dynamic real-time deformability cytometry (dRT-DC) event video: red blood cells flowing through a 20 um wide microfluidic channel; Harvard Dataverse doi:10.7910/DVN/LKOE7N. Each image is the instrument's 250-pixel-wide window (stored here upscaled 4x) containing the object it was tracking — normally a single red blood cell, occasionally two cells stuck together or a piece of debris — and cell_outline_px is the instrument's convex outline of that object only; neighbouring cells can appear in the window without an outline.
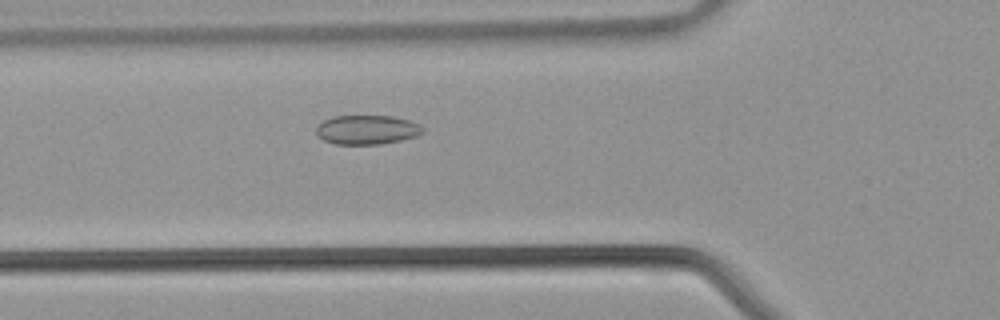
{"species": "common noctule bat (a hibernating species)", "species_latin": "Nyctalus noctula", "temperature_condition": "warm", "stored_images_in_passage": 31, "camera_frame_rate_fps": 3000, "um_per_image_px": 0.085, "animal": {"sex": "male", "body_mass_g": 21.5, "forearm_length_mm": 52.0}, "frame": {"image": 1, "passage_image": 5, "time_ms": 1.333, "image_size_px": [1000, 320], "cell_outline_px": [[424, 132], [416, 136], [400, 140], [380, 144], [336, 144], [324, 140], [316, 136], [316, 128], [324, 120], [332, 116], [392, 116], [408, 120], [420, 124], [424, 128]], "centroid_in_image_um": [31.19, 11.03], "position_along_channel_um": 94.6, "area_um2": 18.15}}
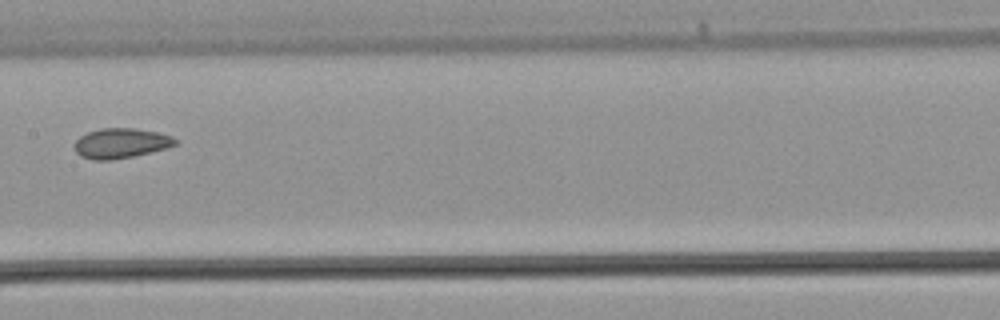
{"frame": {"image": 2, "passage_image": 11, "time_ms": 3.333, "image_size_px": [1000, 320], "cell_outline_px": [[180, 140], [176, 144], [168, 148], [132, 156], [108, 160], [92, 160], [80, 156], [76, 152], [76, 140], [80, 136], [88, 132], [100, 128], [132, 128], [156, 132], [172, 136]], "centroid_in_image_um": [10.3, 12.17], "position_along_channel_um": 197.1, "area_um2": 17.51}}
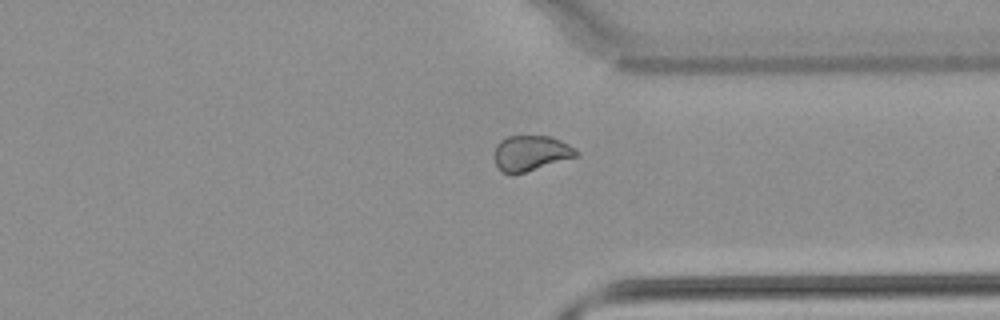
{"frame": {"image": 3, "passage_image": 21, "time_ms": 6.667, "image_size_px": [1000, 320], "cell_outline_px": [[580, 152], [576, 156], [524, 172], [504, 172], [496, 164], [496, 144], [500, 140], [508, 136], [548, 136], [560, 140], [576, 148]], "centroid_in_image_um": [45.15, 12.98], "position_along_channel_um": 366.2, "area_um2": 16.3}}